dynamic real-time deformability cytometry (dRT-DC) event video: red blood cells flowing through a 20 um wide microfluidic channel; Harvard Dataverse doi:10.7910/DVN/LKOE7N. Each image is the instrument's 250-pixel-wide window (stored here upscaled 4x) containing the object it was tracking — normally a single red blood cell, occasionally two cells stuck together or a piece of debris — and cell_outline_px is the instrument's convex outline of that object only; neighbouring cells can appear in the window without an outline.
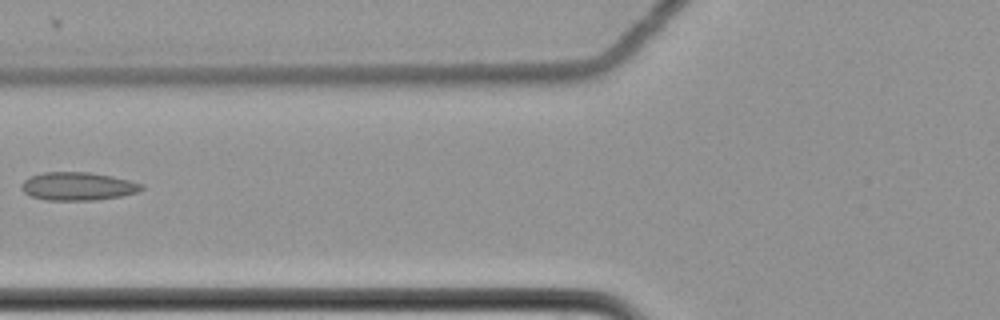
{"species": "common noctule bat (a hibernating species)", "species_latin": "Nyctalus noctula", "temperature_condition": "cold", "stored_images_in_passage": 8, "camera_frame_rate_fps": 3000, "um_per_image_px": 0.085, "animal": {"sex": "female", "body_mass_g": 22.7, "forearm_length_mm": 54.2}, "frame": {"image": 1, "passage_image": 8, "time_ms": 2.333, "image_size_px": [1000, 320], "cell_outline_px": [[144, 188], [136, 192], [120, 196], [96, 200], [44, 200], [32, 196], [24, 192], [20, 188], [20, 184], [24, 180], [32, 176], [44, 172], [88, 172], [112, 176], [144, 184]], "centroid_in_image_um": [6.6, 15.83], "position_along_channel_um": 119.2, "area_um2": 19.65}}